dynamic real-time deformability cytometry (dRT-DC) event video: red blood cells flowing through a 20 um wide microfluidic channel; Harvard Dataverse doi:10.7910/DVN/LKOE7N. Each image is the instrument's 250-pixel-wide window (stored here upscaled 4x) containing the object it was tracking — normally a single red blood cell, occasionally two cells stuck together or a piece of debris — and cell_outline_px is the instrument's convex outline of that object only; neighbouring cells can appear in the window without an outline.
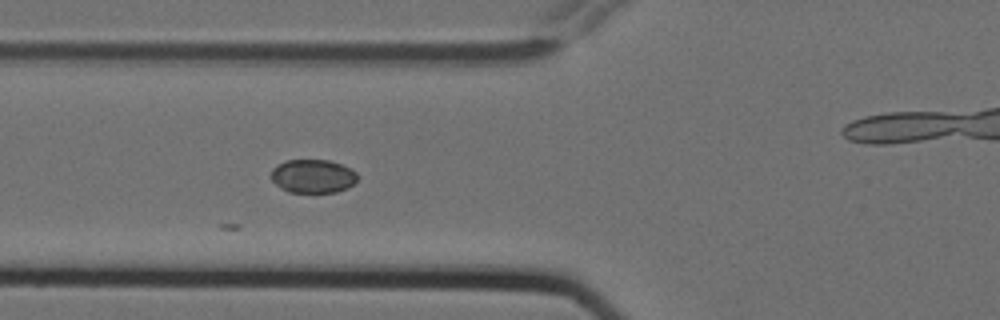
{"species": "Egyptian fruit bat (a non-hibernating species)", "species_latin": "Rousettus aegyptiacus", "temperature_condition": "cold", "stored_images_in_passage": 8, "camera_frame_rate_fps": 3000, "um_per_image_px": 0.085, "animal": {"sex": "female"}, "frame": {"image": 1, "passage_image": 7, "time_ms": 2.0, "image_size_px": [1000, 320], "cell_outline_px": [[360, 176], [348, 188], [336, 192], [288, 192], [280, 188], [272, 180], [272, 168], [284, 160], [328, 160], [352, 168]], "centroid_in_image_um": [26.61, 14.97], "position_along_channel_um": 99.2, "area_um2": 16.99}}